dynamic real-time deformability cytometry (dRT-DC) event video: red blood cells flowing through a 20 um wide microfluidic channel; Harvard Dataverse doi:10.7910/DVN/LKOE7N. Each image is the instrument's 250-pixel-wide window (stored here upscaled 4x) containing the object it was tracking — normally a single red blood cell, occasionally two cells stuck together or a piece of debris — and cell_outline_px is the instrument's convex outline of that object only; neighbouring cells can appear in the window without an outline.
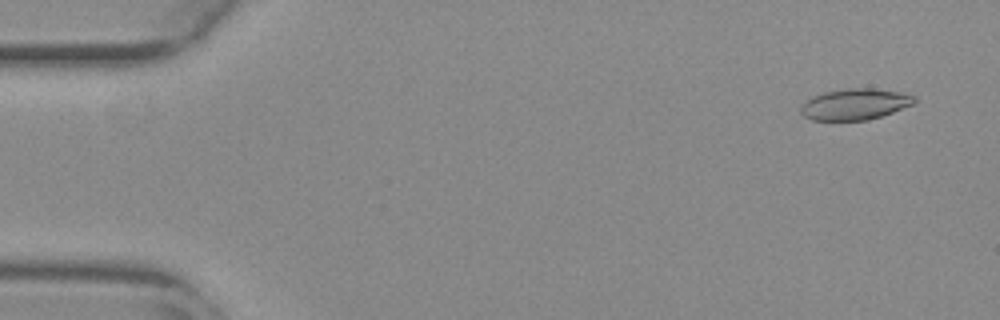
{"species": "common noctule bat (a hibernating species)", "species_latin": "Nyctalus noctula", "temperature_condition": "warm", "stored_images_in_passage": 55, "camera_frame_rate_fps": 3000, "um_per_image_px": 0.085, "animal": {"sex": "female", "body_mass_g": 29.2, "forearm_length_mm": 56.3}, "frame": {"image": 1, "passage_image": 4, "time_ms": 1.0, "image_size_px": [1000, 320], "cell_outline_px": [[916, 100], [912, 104], [892, 112], [868, 120], [812, 120], [804, 116], [800, 112], [800, 108], [812, 96], [824, 92], [844, 88], [872, 88], [900, 92], [916, 96]], "centroid_in_image_um": [72.66, 8.85], "position_along_channel_um": 12.3, "area_um2": 20.46}}
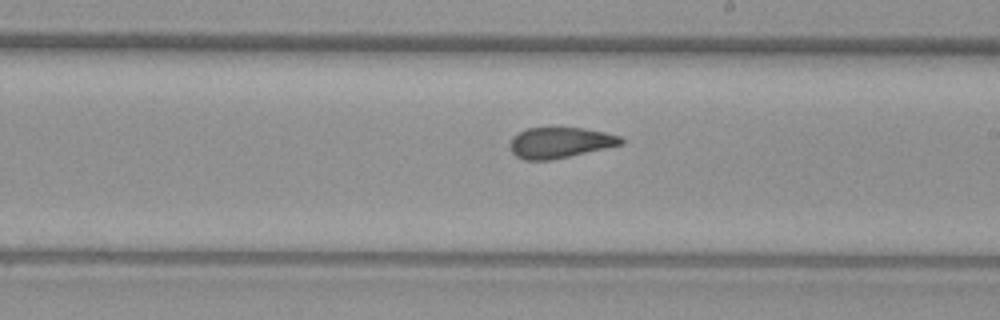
{"frame": {"image": 2, "passage_image": 32, "time_ms": 10.333, "image_size_px": [1000, 320], "cell_outline_px": [[624, 144], [552, 160], [524, 160], [516, 156], [508, 148], [508, 144], [512, 136], [528, 128], [584, 128], [604, 132], [620, 136], [624, 140]], "centroid_in_image_um": [47.57, 12.13], "position_along_channel_um": 241.4, "area_um2": 20.0}}
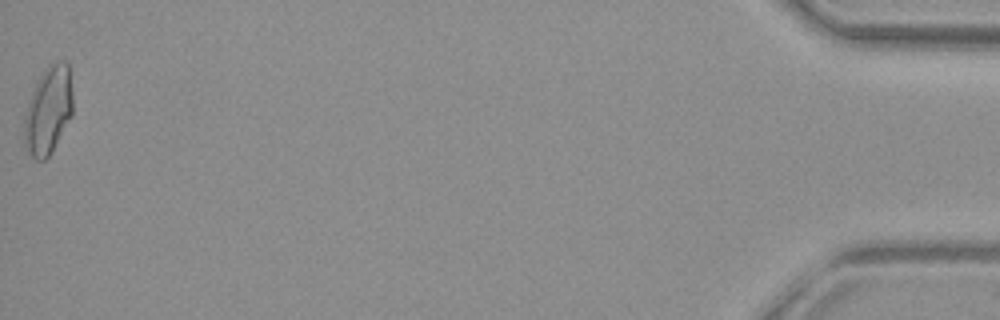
{"frame": {"image": 3, "passage_image": 55, "time_ms": 18.0, "image_size_px": [1000, 320], "cell_outline_px": [[72, 116], [52, 152], [44, 160], [36, 160], [28, 152], [24, 144], [24, 120], [28, 104], [32, 92], [44, 68], [52, 60], [64, 60], [68, 64], [72, 92]], "centroid_in_image_um": [4.11, 9.36], "position_along_channel_um": 431.1, "area_um2": 24.97}, "authors_computed_cell_mechanics": {"area_um2": 20.9236, "velocity_mm_per_s": 3.8243, "shape_relaxation_time_tau1_ms": null, "shape_relaxation_time_tau2_ms": 1.4571, "deformation_change_tau1": null, "deformation_change_tau2": 0.0843}}